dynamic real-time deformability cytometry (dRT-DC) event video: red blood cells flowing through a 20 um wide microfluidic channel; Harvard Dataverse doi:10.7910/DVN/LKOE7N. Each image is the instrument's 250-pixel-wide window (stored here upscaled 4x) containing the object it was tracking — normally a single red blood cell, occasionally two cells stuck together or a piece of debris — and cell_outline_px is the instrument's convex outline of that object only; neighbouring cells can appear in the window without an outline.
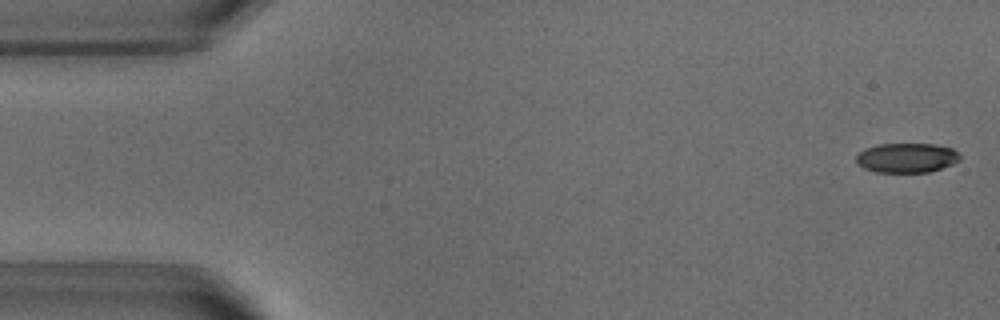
{"species": "common noctule bat (a hibernating species)", "species_latin": "Nyctalus noctula", "temperature_condition": "warm", "stored_images_in_passage": 53, "camera_frame_rate_fps": 3000, "um_per_image_px": 0.085, "animal": {"sex": "male", "body_mass_g": 18.8}, "frame": {"image": 1, "passage_image": 2, "time_ms": 0.333, "image_size_px": [1000, 320], "cell_outline_px": [[960, 160], [952, 164], [928, 172], [876, 172], [864, 168], [856, 164], [856, 156], [864, 148], [880, 144], [932, 144], [952, 148], [960, 156]], "centroid_in_image_um": [77.03, 13.41], "position_along_channel_um": 8.0, "area_um2": 17.8}}
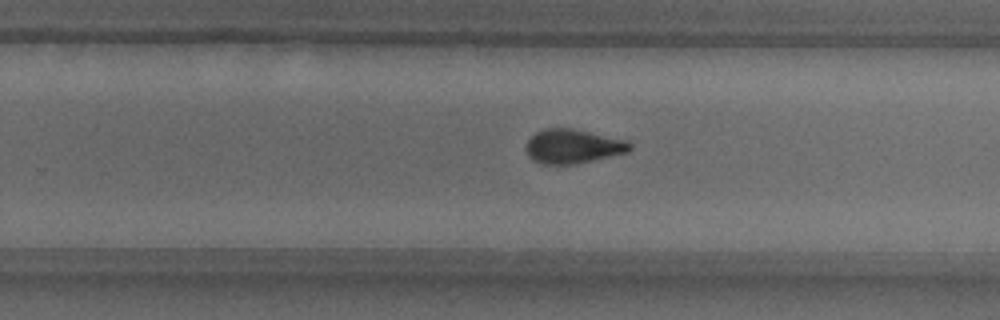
{"frame": {"image": 2, "passage_image": 33, "time_ms": 10.667, "image_size_px": [1000, 320], "cell_outline_px": [[632, 148], [628, 152], [576, 164], [540, 164], [532, 160], [528, 156], [524, 148], [524, 144], [536, 132], [544, 128], [572, 128], [628, 140], [632, 144]], "centroid_in_image_um": [48.67, 12.44], "position_along_channel_um": 281.1, "area_um2": 20.98}}
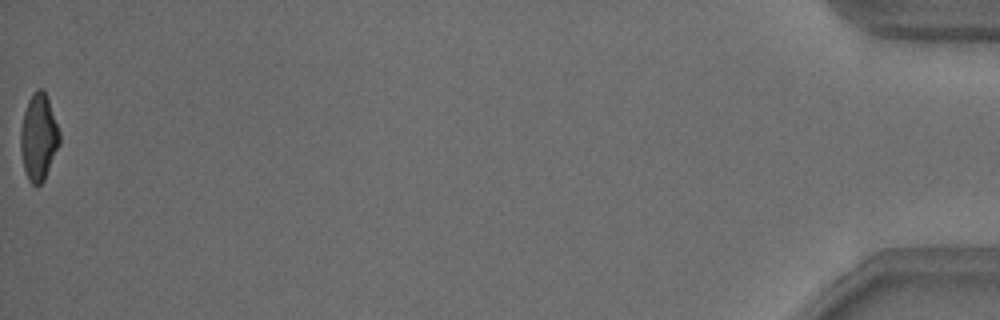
{"frame": {"image": 3, "passage_image": 53, "time_ms": 17.333, "image_size_px": [1000, 320], "cell_outline_px": [[60, 144], [44, 180], [36, 188], [28, 180], [24, 168], [20, 152], [20, 128], [24, 112], [28, 100], [32, 92], [36, 88], [44, 88], [60, 132]], "centroid_in_image_um": [3.27, 11.66], "position_along_channel_um": 431.9, "area_um2": 19.94}, "authors_computed_cell_mechanics": {"area_um2": 20.5768, "velocity_mm_per_s": 3.8279, "shape_relaxation_time_tau1_ms": 5.0457, "shape_relaxation_time_tau2_ms": 1.915, "deformation_change_tau1": 0.1693, "deformation_change_tau2": 0.0883}}